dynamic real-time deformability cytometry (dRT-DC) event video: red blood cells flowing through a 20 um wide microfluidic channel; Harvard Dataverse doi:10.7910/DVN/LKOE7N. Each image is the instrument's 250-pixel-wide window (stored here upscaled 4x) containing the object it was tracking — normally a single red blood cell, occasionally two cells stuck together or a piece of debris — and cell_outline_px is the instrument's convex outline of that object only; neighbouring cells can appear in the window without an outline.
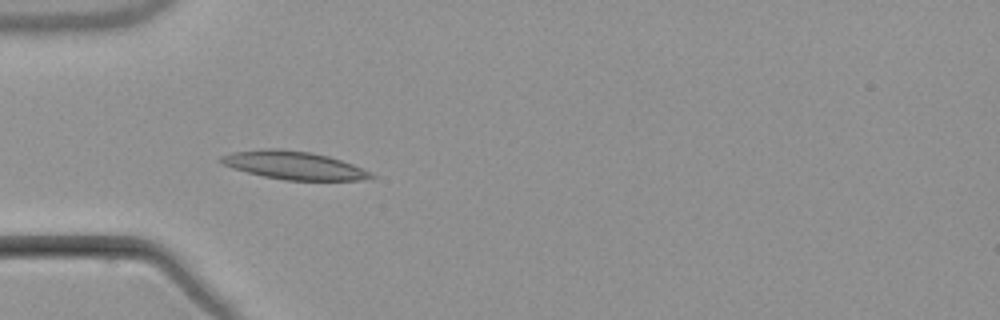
{"species": "common noctule bat (a hibernating species)", "species_latin": "Nyctalus noctula", "temperature_condition": "warm", "stored_images_in_passage": 5, "camera_frame_rate_fps": 3000, "um_per_image_px": 0.085, "animal": {"sex": "male", "body_mass_g": 21.5, "forearm_length_mm": 52.0}, "frame": {"image": 1, "passage_image": 4, "time_ms": 4.667, "image_size_px": [1000, 320], "cell_outline_px": [[376, 176], [360, 180], [284, 180], [264, 176], [232, 168], [216, 160], [220, 156], [232, 152], [264, 148], [280, 148], [312, 152], [328, 156], [352, 164], [372, 172]], "centroid_in_image_um": [24.94, 14.04], "position_along_channel_um": 60.1, "area_um2": 24.62}}
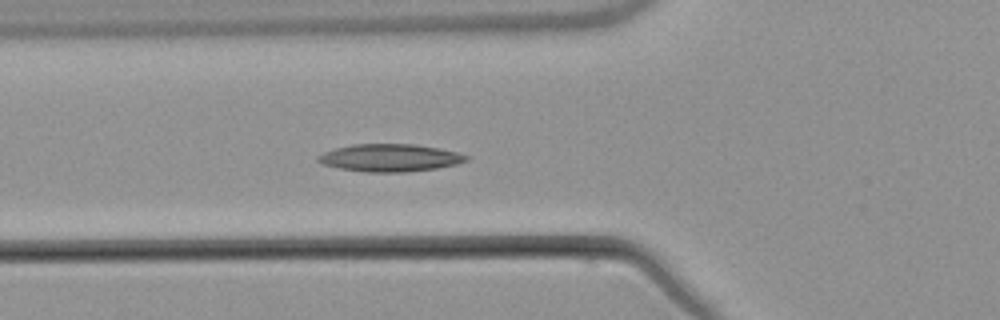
{"frame": {"image": 2, "passage_image": 5, "time_ms": 5.667, "image_size_px": [1000, 320], "cell_outline_px": [[468, 160], [456, 164], [436, 168], [408, 172], [364, 172], [340, 168], [320, 164], [316, 160], [316, 156], [324, 152], [336, 148], [352, 144], [412, 144], [440, 148], [456, 152], [468, 156]], "centroid_in_image_um": [33.1, 13.41], "position_along_channel_um": 92.7, "area_um2": 23.81}}